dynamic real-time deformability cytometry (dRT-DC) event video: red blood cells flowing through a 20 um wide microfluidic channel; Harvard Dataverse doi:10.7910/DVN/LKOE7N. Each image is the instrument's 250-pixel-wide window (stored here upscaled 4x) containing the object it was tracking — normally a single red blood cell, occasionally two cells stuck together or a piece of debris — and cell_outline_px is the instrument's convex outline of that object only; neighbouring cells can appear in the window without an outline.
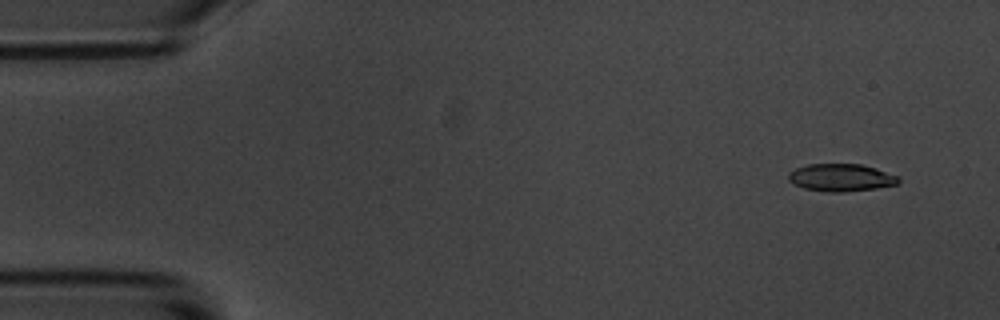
{"species": "common noctule bat (a hibernating species)", "species_latin": "Nyctalus noctula", "temperature_condition": "room temperature", "stored_images_in_passage": 4, "camera_frame_rate_fps": 3000, "um_per_image_px": 0.085, "animal": {"sex": "male", "body_mass_g": 20.1, "forearm_length_mm": 53.5}, "frame": {"image": 1, "passage_image": 1, "time_ms": 0.0, "image_size_px": [1000, 320], "cell_outline_px": [[900, 180], [896, 184], [876, 188], [844, 192], [828, 192], [804, 188], [792, 184], [788, 180], [788, 172], [796, 168], [808, 164], [860, 164], [876, 168], [896, 176]], "centroid_in_image_um": [71.43, 15.09], "position_along_channel_um": 13.6, "area_um2": 17.57}}